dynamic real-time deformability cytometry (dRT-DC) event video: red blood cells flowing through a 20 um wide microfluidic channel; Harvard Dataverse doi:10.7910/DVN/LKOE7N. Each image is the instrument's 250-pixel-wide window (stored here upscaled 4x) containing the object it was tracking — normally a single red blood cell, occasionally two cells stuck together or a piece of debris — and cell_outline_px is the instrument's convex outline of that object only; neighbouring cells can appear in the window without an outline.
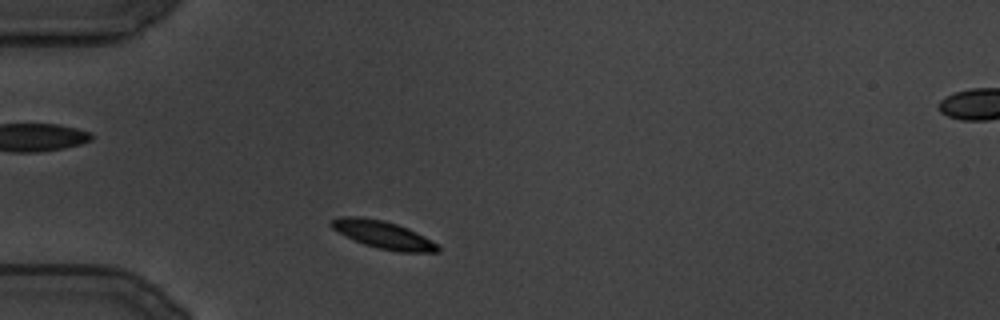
{"species": "common noctule bat (a hibernating species)", "species_latin": "Nyctalus noctula", "temperature_condition": "cold", "stored_images_in_passage": 101, "camera_frame_rate_fps": 3000, "um_per_image_px": 0.085, "animal": {"sex": "male", "body_mass_g": 19.5, "forearm_length_mm": 54.6}, "frame": {"image": 1, "passage_image": 10, "time_ms": 3.0, "image_size_px": [1000, 320], "cell_outline_px": [[440, 252], [400, 252], [376, 248], [364, 244], [332, 228], [328, 224], [332, 220], [340, 216], [360, 216], [384, 220], [408, 228], [440, 244]], "centroid_in_image_um": [32.61, 19.95], "position_along_channel_um": 52.4, "area_um2": 17.17}}
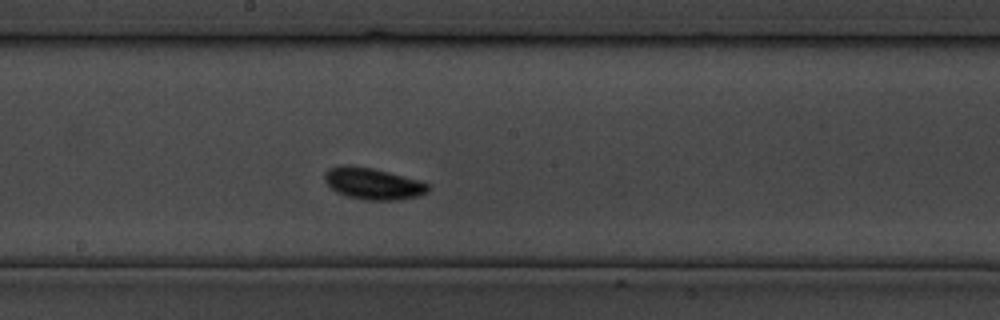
{"frame": {"image": 2, "passage_image": 44, "time_ms": 14.333, "image_size_px": [1000, 320], "cell_outline_px": [[428, 192], [416, 196], [396, 200], [364, 200], [348, 196], [336, 192], [324, 180], [324, 172], [328, 168], [340, 164], [352, 164], [372, 168], [420, 180], [428, 184]], "centroid_in_image_um": [31.65, 15.58], "position_along_channel_um": 216.6, "area_um2": 19.13}}
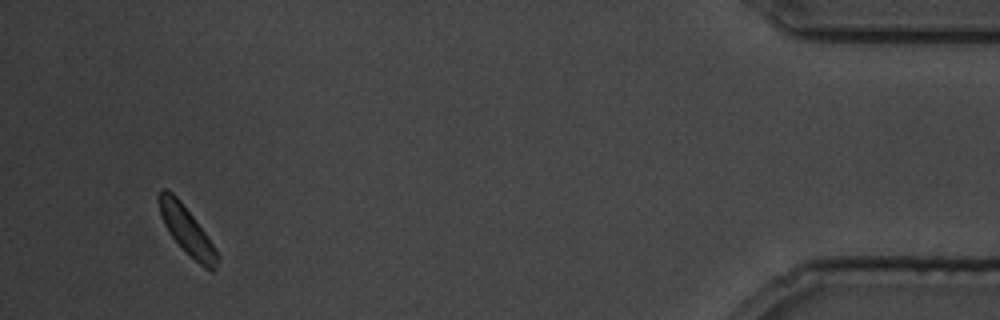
{"frame": {"image": 3, "passage_image": 95, "time_ms": 31.333, "image_size_px": [1000, 320], "cell_outline_px": [[220, 256], [216, 268], [212, 272], [204, 268], [172, 236], [164, 224], [160, 216], [160, 188], [164, 188], [172, 192], [180, 200], [216, 248]], "centroid_in_image_um": [15.92, 19.6], "position_along_channel_um": 419.3, "area_um2": 15.61}}